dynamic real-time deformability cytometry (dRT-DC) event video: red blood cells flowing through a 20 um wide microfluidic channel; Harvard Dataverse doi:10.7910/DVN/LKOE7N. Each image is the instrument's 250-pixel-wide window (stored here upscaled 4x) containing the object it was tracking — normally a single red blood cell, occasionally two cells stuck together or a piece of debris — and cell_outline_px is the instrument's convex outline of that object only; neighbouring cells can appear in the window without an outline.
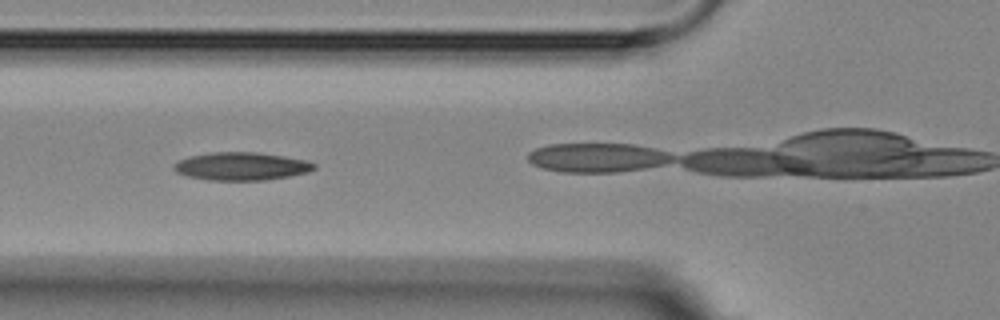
{"species": "Egyptian fruit bat (a non-hibernating species)", "species_latin": "Rousettus aegyptiacus", "temperature_condition": "room temperature", "stored_images_in_passage": 16, "camera_frame_rate_fps": 3000, "um_per_image_px": 0.085, "animal": {"sex": "female"}, "frame": {"image": 1, "passage_image": 5, "time_ms": 4.667, "image_size_px": [1000, 320], "cell_outline_px": [[316, 168], [308, 172], [288, 176], [264, 180], [208, 180], [188, 176], [176, 172], [172, 168], [180, 160], [192, 156], [212, 152], [256, 152], [284, 156], [308, 160], [316, 164]], "centroid_in_image_um": [20.56, 14.13], "position_along_channel_um": 105.2, "area_um2": 22.72}, "authors_computed_cell_mechanics": {"area_um2": 21.964, "velocity_mm_per_s": 3.565, "shape_relaxation_time_tau1_ms": 6.7315, "shape_relaxation_time_tau2_ms": 6.2694, "deformation_change_tau1": 0.1558, "deformation_change_tau2": 0.1295}}